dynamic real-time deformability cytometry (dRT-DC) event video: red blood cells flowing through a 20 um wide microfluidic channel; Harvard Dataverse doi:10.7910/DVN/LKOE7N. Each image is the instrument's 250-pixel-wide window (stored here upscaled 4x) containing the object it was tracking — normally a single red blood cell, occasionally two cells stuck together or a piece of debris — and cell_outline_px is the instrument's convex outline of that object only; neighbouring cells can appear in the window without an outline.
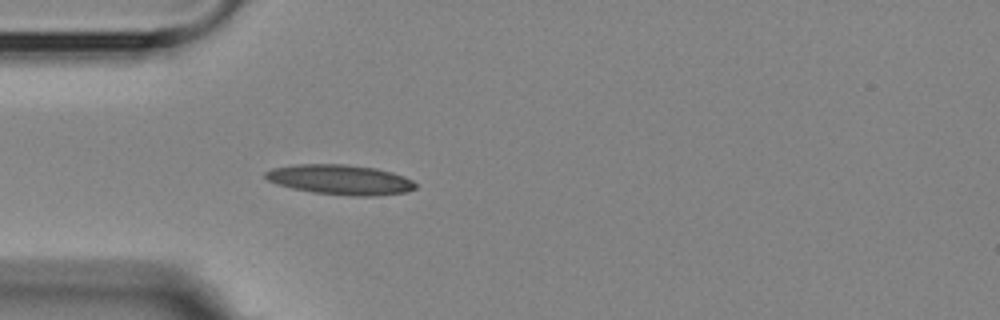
{"species": "Egyptian fruit bat (a non-hibernating species)", "species_latin": "Rousettus aegyptiacus", "temperature_condition": "room temperature", "stored_images_in_passage": 5, "camera_frame_rate_fps": 3000, "um_per_image_px": 0.085, "animal": {"sex": "female"}, "frame": {"image": 1, "passage_image": 5, "time_ms": 6.0, "image_size_px": [1000, 320], "cell_outline_px": [[416, 188], [404, 192], [372, 196], [352, 196], [312, 192], [292, 188], [276, 184], [268, 180], [264, 176], [264, 172], [272, 168], [296, 164], [344, 164], [376, 168], [392, 172], [404, 176], [412, 180], [416, 184]], "centroid_in_image_um": [28.9, 15.26], "position_along_channel_um": 56.1, "area_um2": 26.18}}